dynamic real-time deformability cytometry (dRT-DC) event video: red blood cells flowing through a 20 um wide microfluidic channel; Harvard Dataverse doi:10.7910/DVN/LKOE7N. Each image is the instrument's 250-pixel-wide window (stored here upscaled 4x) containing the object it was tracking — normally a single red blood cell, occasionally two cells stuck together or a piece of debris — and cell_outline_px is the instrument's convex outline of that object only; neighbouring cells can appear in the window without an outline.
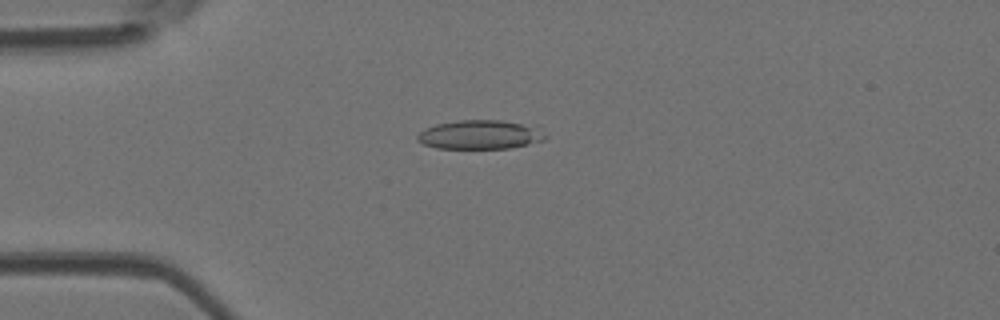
{"species": "Egyptian fruit bat (a non-hibernating species)", "species_latin": "Rousettus aegyptiacus", "temperature_condition": "room temperature", "stored_images_in_passage": 52, "camera_frame_rate_fps": 3000, "um_per_image_px": 0.085, "animal": {"sex": "female"}, "frame": {"image": 1, "passage_image": 14, "time_ms": 4.333, "image_size_px": [1000, 320], "cell_outline_px": [[548, 136], [544, 140], [508, 148], [436, 148], [424, 144], [416, 140], [416, 136], [424, 128], [436, 124], [460, 120], [500, 120], [540, 124]], "centroid_in_image_um": [40.9, 11.42], "position_along_channel_um": 44.1, "area_um2": 22.14}}